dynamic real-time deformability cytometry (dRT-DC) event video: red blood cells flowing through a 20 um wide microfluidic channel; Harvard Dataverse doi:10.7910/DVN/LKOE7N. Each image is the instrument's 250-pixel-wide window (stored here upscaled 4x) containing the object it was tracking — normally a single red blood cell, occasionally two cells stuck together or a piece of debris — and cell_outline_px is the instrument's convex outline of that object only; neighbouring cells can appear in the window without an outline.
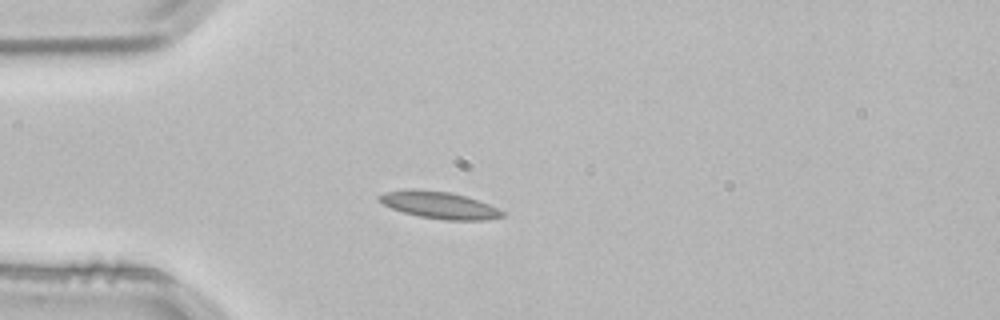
{"species": "common noctule bat (a hibernating species)", "species_latin": "Nyctalus noctula", "temperature_condition": "room temperature", "stored_images_in_passage": 4, "camera_frame_rate_fps": 3000, "um_per_image_px": 0.085, "animal": {"sex": "male", "body_mass_g": 21.5, "forearm_length_mm": 52.0}, "frame": {"image": 1, "passage_image": 4, "time_ms": 1.0, "image_size_px": [1000, 320], "cell_outline_px": [[504, 216], [484, 220], [444, 220], [420, 216], [404, 212], [392, 208], [384, 204], [376, 196], [384, 192], [412, 188], [452, 192], [488, 204], [504, 212]], "centroid_in_image_um": [37.31, 17.42], "position_along_channel_um": 47.7, "area_um2": 19.19}}